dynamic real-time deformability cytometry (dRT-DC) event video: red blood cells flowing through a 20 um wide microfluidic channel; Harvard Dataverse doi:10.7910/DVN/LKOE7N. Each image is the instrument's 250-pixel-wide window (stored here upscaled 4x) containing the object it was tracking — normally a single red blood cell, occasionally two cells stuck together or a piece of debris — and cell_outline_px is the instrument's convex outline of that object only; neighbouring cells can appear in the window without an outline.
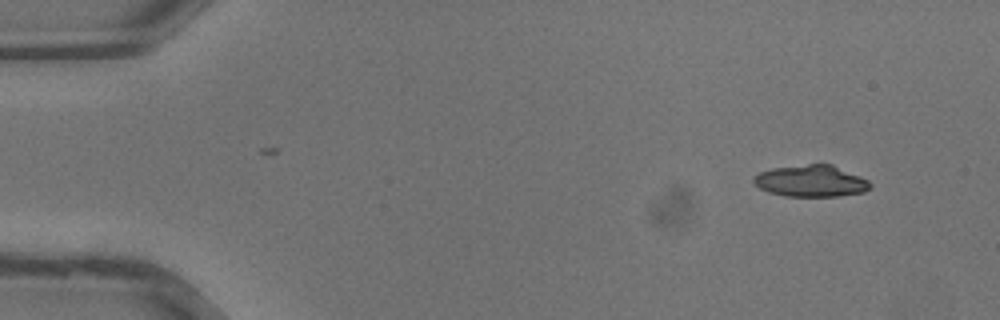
{"species": "common noctule bat (a hibernating species)", "species_latin": "Nyctalus noctula", "temperature_condition": "warm", "stored_images_in_passage": 34, "camera_frame_rate_fps": 3000, "um_per_image_px": 0.085, "animal": {"sex": "male", "body_mass_g": 13.3}, "frame": {"image": 1, "passage_image": 1, "time_ms": 0.0, "image_size_px": [1000, 320], "cell_outline_px": [[872, 184], [864, 192], [840, 196], [784, 196], [768, 192], [760, 188], [752, 180], [752, 176], [760, 172], [772, 168], [808, 164], [832, 164], [860, 176], [868, 180]], "centroid_in_image_um": [68.92, 15.38], "position_along_channel_um": 16.1, "area_um2": 21.5}}
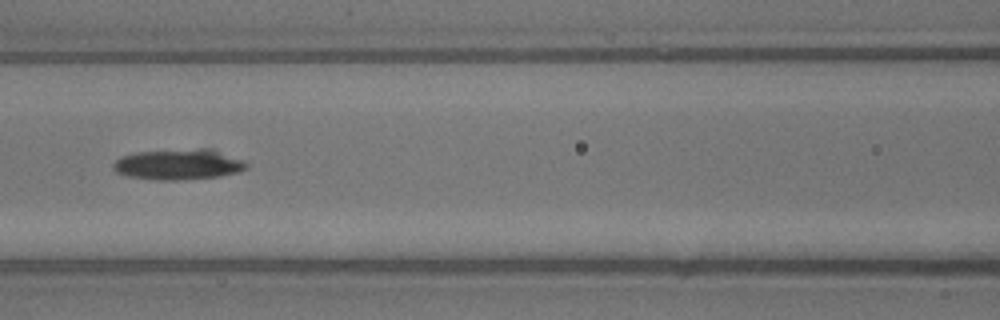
{"frame": {"image": 2, "passage_image": 14, "time_ms": 4.333, "image_size_px": [1000, 320], "cell_outline_px": [[248, 168], [240, 172], [220, 176], [180, 180], [156, 180], [128, 176], [116, 172], [112, 168], [112, 164], [120, 156], [136, 152], [200, 148], [212, 148], [244, 160], [248, 164]], "centroid_in_image_um": [15.2, 13.97], "position_along_channel_um": 151.4, "area_um2": 24.1}}
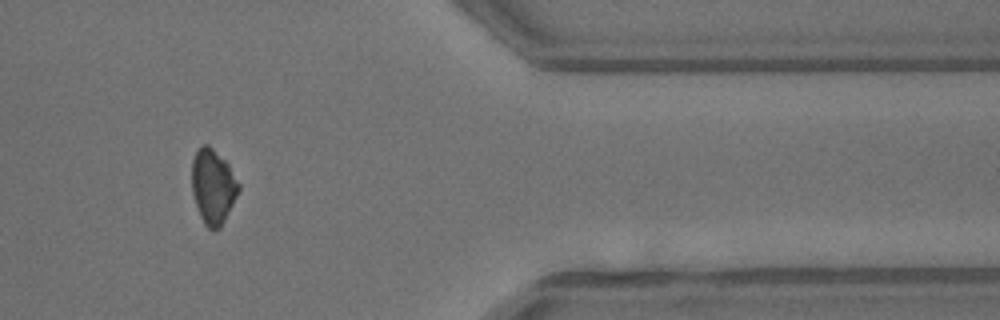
{"frame": {"image": 3, "passage_image": 28, "time_ms": 9.0, "image_size_px": [1000, 320], "cell_outline_px": [[240, 188], [220, 228], [208, 228], [204, 224], [200, 216], [192, 192], [192, 160], [196, 152], [204, 144], [208, 144], [228, 164], [240, 184]], "centroid_in_image_um": [18.1, 15.84], "position_along_channel_um": 393.3, "area_um2": 19.94}}